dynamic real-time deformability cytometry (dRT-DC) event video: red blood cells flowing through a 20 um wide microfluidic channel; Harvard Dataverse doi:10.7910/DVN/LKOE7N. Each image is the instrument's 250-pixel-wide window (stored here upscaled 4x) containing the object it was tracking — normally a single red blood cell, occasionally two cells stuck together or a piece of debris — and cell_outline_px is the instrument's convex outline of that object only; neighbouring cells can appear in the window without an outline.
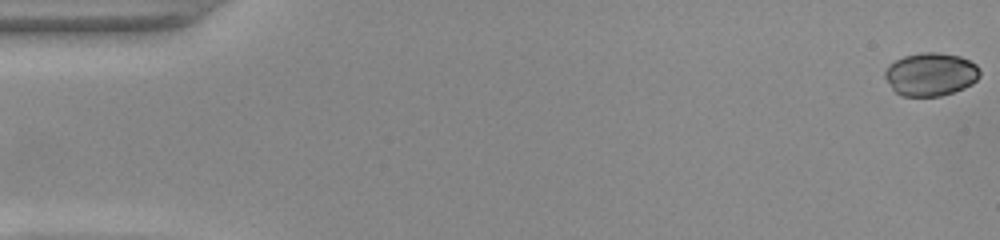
{"species": "common noctule bat (a hibernating species)", "species_latin": "Nyctalus noctula", "temperature_condition": "warm", "stored_images_in_passage": 51, "camera_frame_rate_fps": 3000, "um_per_image_px": 0.085, "animal": {"sex": "female", "body_mass_g": 22.0, "forearm_length_mm": 56.7}, "frame": {"image": 1, "passage_image": 1, "time_ms": 0.0, "image_size_px": [1000, 240], "cell_outline_px": [[980, 76], [972, 84], [964, 88], [940, 96], [900, 96], [892, 88], [884, 76], [884, 72], [888, 64], [904, 56], [920, 52], [936, 52], [960, 56], [976, 64], [980, 68]], "centroid_in_image_um": [79.1, 6.31], "position_along_channel_um": 5.9, "area_um2": 23.99}}
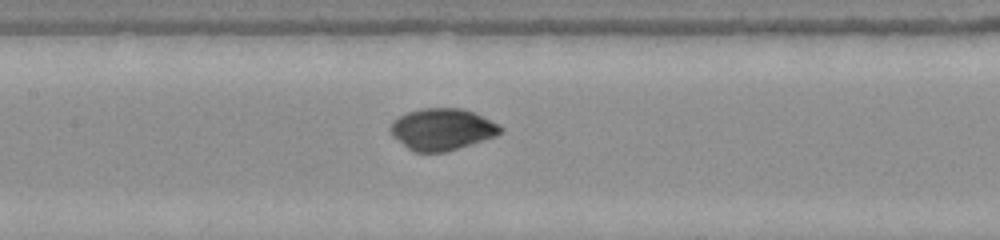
{"frame": {"image": 2, "passage_image": 25, "time_ms": 8.0, "image_size_px": [1000, 240], "cell_outline_px": [[504, 132], [496, 136], [444, 152], [416, 152], [408, 148], [392, 136], [388, 128], [392, 120], [408, 112], [420, 108], [460, 108], [476, 112], [500, 124], [504, 128]], "centroid_in_image_um": [37.6, 10.97], "position_along_channel_um": 169.8, "area_um2": 26.93}}
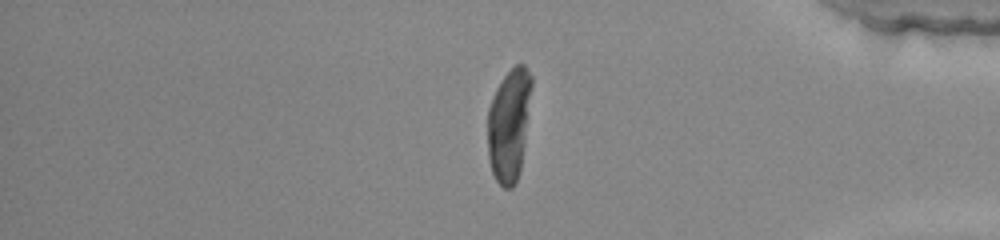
{"frame": {"image": 3, "passage_image": 44, "time_ms": 14.333, "image_size_px": [1000, 240], "cell_outline_px": [[532, 88], [524, 144], [520, 168], [516, 180], [512, 188], [504, 188], [496, 180], [492, 172], [488, 160], [488, 108], [496, 88], [504, 76], [516, 64], [524, 64], [532, 76]], "centroid_in_image_um": [43.26, 10.58], "position_along_channel_um": 391.9, "area_um2": 28.73}}